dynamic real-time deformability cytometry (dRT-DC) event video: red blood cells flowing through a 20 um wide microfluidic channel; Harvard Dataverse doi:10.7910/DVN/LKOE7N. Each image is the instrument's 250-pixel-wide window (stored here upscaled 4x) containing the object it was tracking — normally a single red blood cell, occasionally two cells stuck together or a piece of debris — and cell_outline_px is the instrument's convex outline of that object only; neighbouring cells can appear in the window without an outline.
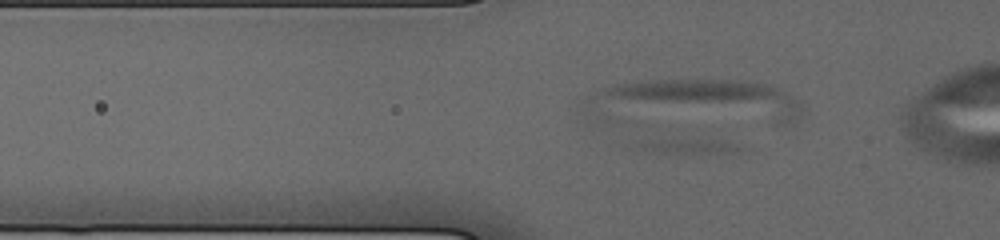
{"species": "human", "species_latin": "Homo sapiens", "temperature_condition": "cold", "stored_images_in_passage": 30, "camera_frame_rate_fps": 3000, "um_per_image_px": 0.085, "donor": {"sex": "male"}, "frame": {"image": 1, "passage_image": 3, "time_ms": 0.667, "image_size_px": [1000, 240], "cell_outline_px": [[800, 116], [796, 120], [784, 124], [588, 128], [584, 124], [580, 104], [592, 92], [616, 84], [636, 80], [740, 80], [768, 84], [780, 88], [792, 96], [800, 104]], "centroid_in_image_um": [58.51, 8.87], "position_along_channel_um": 67.3, "area_um2": 65.83}}